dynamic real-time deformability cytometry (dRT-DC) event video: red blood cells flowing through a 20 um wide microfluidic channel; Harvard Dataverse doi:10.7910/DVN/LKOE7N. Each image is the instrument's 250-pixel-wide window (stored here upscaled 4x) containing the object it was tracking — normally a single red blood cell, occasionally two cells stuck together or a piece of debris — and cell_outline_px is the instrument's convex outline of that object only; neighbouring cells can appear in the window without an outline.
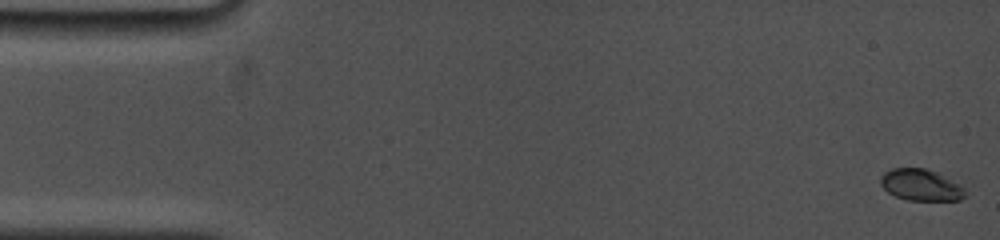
{"species": "common noctule bat (a hibernating species)", "species_latin": "Nyctalus noctula", "temperature_condition": "cold", "stored_images_in_passage": 13, "camera_frame_rate_fps": 5000, "um_per_image_px": 0.085, "animal": {"sex": "female", "body_mass_g": 19.0, "forearm_length_mm": 53.3}, "frame": {"image": 1, "passage_image": 1, "time_ms": 0.0, "image_size_px": [1000, 240], "cell_outline_px": [[968, 196], [960, 200], [908, 200], [896, 196], [888, 192], [880, 184], [880, 176], [884, 172], [892, 168], [924, 168], [936, 172], [960, 184], [964, 188]], "centroid_in_image_um": [78.29, 15.72], "position_along_channel_um": 6.7, "area_um2": 15.61}}
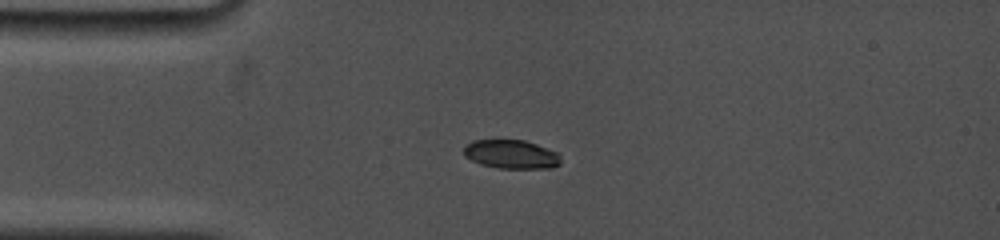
{"frame": {"image": 2, "passage_image": 11, "time_ms": 4.0, "image_size_px": [1000, 240], "cell_outline_px": [[560, 164], [552, 168], [500, 168], [480, 164], [464, 156], [464, 148], [472, 140], [524, 140], [536, 144], [556, 152], [560, 156]], "centroid_in_image_um": [43.45, 13.11], "position_along_channel_um": 41.5, "area_um2": 16.13}}